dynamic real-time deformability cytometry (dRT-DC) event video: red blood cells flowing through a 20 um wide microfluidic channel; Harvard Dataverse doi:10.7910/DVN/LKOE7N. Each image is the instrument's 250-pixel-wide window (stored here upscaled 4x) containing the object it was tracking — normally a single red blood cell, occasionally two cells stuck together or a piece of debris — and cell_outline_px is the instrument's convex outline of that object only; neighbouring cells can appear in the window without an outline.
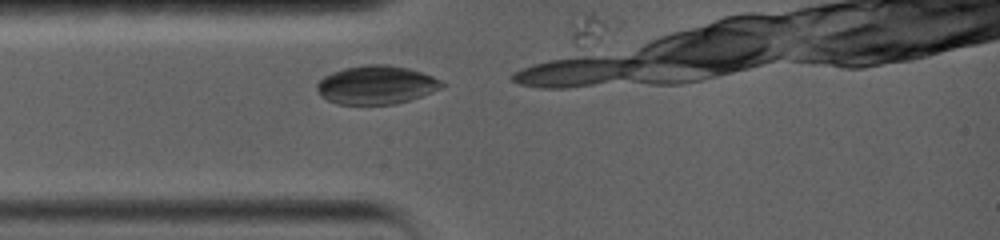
{"species": "common noctule bat (a hibernating species)", "species_latin": "Nyctalus noctula", "temperature_condition": "warm", "stored_images_in_passage": 16, "camera_frame_rate_fps": 5000, "um_per_image_px": 0.085, "animal": {"sex": "female", "body_mass_g": 19.0, "forearm_length_mm": 56.7}, "frame": {"image": 1, "passage_image": 1, "time_ms": 0.0, "image_size_px": [1000, 240], "cell_outline_px": [[448, 84], [432, 92], [396, 104], [336, 104], [320, 96], [316, 88], [316, 84], [324, 76], [332, 72], [344, 68], [364, 64], [384, 64], [408, 68], [432, 76]], "centroid_in_image_um": [31.96, 7.21], "position_along_channel_um": 53.0, "area_um2": 28.03}}